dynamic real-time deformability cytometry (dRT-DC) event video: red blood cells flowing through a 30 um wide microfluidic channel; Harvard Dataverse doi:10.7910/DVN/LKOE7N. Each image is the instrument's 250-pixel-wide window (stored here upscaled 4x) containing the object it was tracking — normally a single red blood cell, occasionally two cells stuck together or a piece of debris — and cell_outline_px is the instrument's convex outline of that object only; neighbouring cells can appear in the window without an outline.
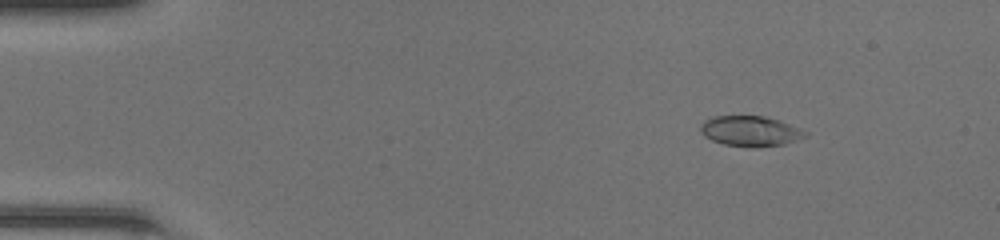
{"species": "common noctule bat (a hibernating species)", "species_latin": "Nyctalus noctula", "temperature_condition": "room temperature", "stored_images_in_passage": 49, "camera_frame_rate_fps": 3000, "um_per_image_px": 0.085, "animal": {"sex": "female", "body_mass_g": 20.0, "forearm_length_mm": 54.0}, "frame": {"image": 1, "passage_image": 7, "time_ms": 2.0, "image_size_px": [1000, 240], "cell_outline_px": [[808, 136], [784, 144], [752, 148], [724, 144], [712, 140], [704, 136], [700, 132], [700, 124], [704, 120], [712, 116], [764, 116], [800, 128], [808, 132]], "centroid_in_image_um": [63.75, 11.15], "position_along_channel_um": 21.2, "area_um2": 18.55}}
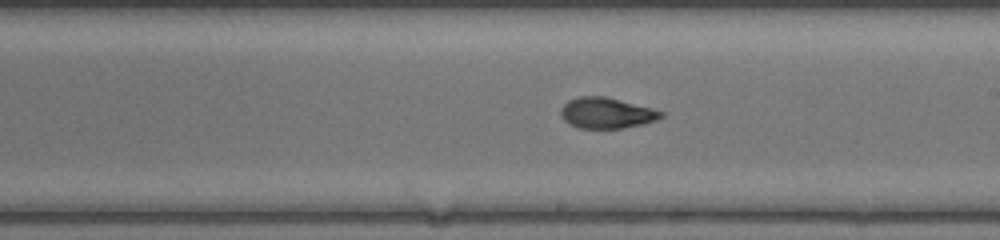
{"frame": {"image": 2, "passage_image": 29, "time_ms": 9.333, "image_size_px": [1000, 240], "cell_outline_px": [[664, 116], [656, 120], [644, 124], [624, 128], [580, 128], [564, 120], [560, 112], [560, 108], [568, 100], [580, 96], [604, 96], [664, 112]], "centroid_in_image_um": [51.54, 9.61], "position_along_channel_um": 237.5, "area_um2": 17.74}}
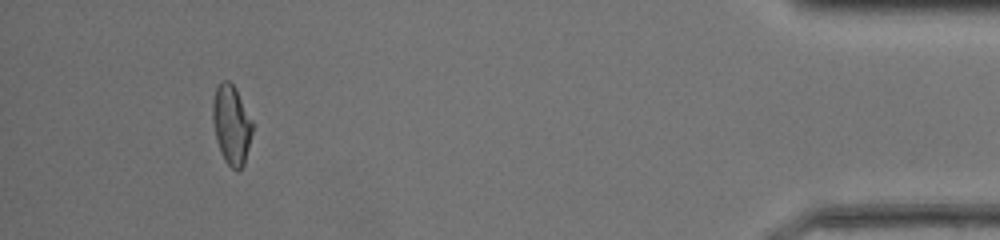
{"frame": {"image": 3, "passage_image": 46, "time_ms": 15.0, "image_size_px": [1000, 240], "cell_outline_px": [[252, 132], [244, 164], [240, 172], [236, 172], [224, 160], [220, 152], [216, 140], [212, 120], [212, 100], [216, 88], [220, 80], [228, 80], [236, 88], [252, 120]], "centroid_in_image_um": [19.65, 10.6], "position_along_channel_um": 415.5, "area_um2": 18.61}, "authors_computed_cell_mechanics": {"area_um2": 18.3226, "velocity_mm_per_s": 4.2773, "shape_relaxation_time_tau1_ms": 9.0563, "shape_relaxation_time_tau2_ms": 1.4991, "deformation_change_tau1": 0.2646, "deformation_change_tau2": 0.0706}}